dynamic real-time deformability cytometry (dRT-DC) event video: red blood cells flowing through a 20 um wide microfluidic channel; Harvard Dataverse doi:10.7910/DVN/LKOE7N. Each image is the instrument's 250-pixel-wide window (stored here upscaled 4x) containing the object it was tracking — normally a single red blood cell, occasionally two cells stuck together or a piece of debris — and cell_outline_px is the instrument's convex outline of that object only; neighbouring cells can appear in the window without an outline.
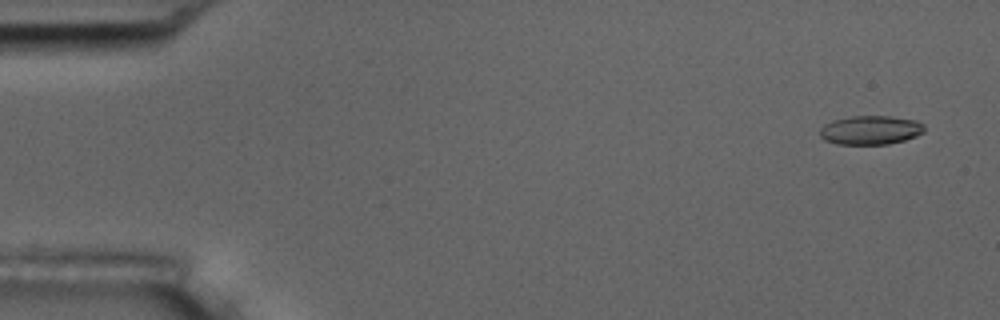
{"species": "common noctule bat (a hibernating species)", "species_latin": "Nyctalus noctula", "temperature_condition": "room temperature", "stored_images_in_passage": 9, "camera_frame_rate_fps": 3000, "um_per_image_px": 0.085, "animal": {"sex": "male", "body_mass_g": 17.5, "forearm_length_mm": 52.3}, "frame": {"image": 1, "passage_image": 1, "time_ms": 0.0, "image_size_px": [1000, 320], "cell_outline_px": [[924, 132], [916, 136], [904, 140], [888, 144], [836, 144], [824, 140], [820, 136], [820, 128], [824, 124], [832, 120], [852, 116], [888, 116], [916, 120], [924, 124]], "centroid_in_image_um": [73.98, 11.06], "position_along_channel_um": 11.0, "area_um2": 17.69}}
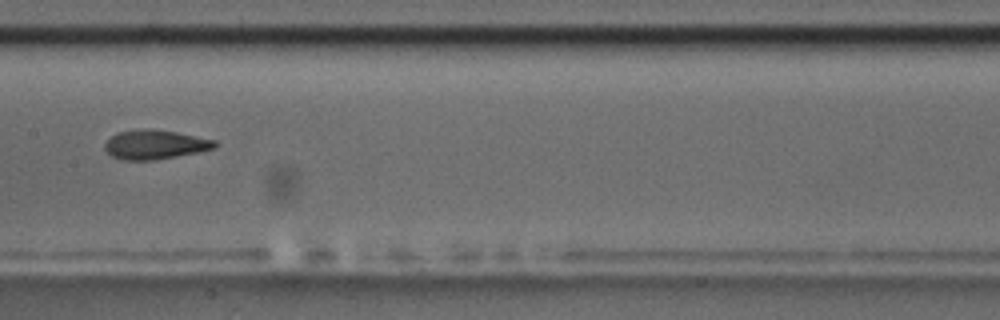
{"frame": {"image": 2, "passage_image": 8, "time_ms": 8.333, "image_size_px": [1000, 320], "cell_outline_px": [[216, 148], [200, 152], [152, 160], [124, 160], [112, 156], [104, 148], [104, 144], [116, 132], [144, 128], [176, 132], [216, 140]], "centroid_in_image_um": [13.18, 12.28], "position_along_channel_um": 194.2, "area_um2": 18.67}}
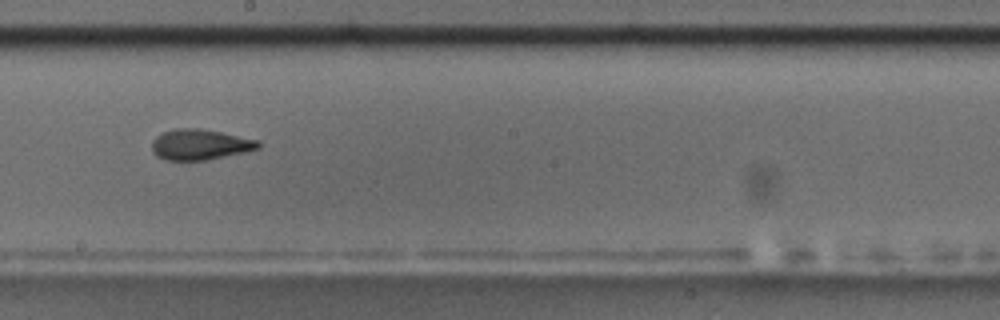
{"frame": {"image": 3, "passage_image": 9, "time_ms": 9.333, "image_size_px": [1000, 320], "cell_outline_px": [[260, 148], [244, 152], [208, 160], [164, 160], [156, 156], [152, 152], [152, 140], [156, 136], [164, 132], [176, 128], [200, 128], [260, 140]], "centroid_in_image_um": [16.99, 12.29], "position_along_channel_um": 231.2, "area_um2": 19.07}}